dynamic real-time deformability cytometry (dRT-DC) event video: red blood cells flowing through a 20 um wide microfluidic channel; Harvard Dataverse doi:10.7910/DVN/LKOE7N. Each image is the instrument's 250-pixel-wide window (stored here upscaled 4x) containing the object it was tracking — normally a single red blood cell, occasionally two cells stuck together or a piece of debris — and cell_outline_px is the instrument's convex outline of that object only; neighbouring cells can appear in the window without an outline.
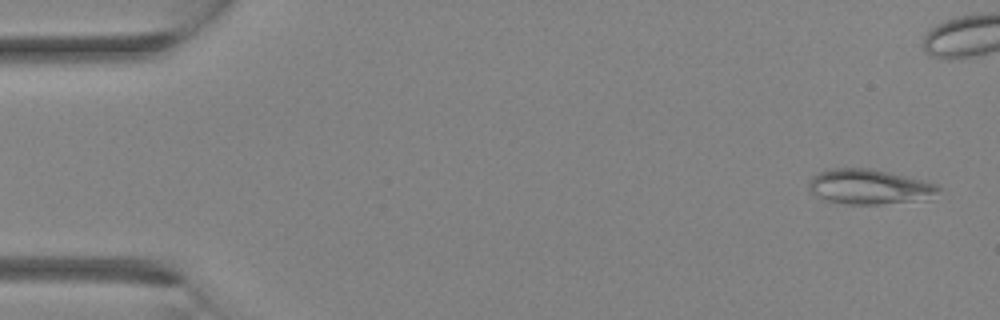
{"species": "Egyptian fruit bat (a non-hibernating species)", "species_latin": "Rousettus aegyptiacus", "temperature_condition": "room temperature", "stored_images_in_passage": 34, "camera_frame_rate_fps": 3000, "um_per_image_px": 0.085, "animal": {"sex": "female"}, "frame": {"image": 1, "passage_image": 2, "time_ms": 0.333, "image_size_px": [1000, 320], "cell_outline_px": [[944, 188], [928, 200], [880, 204], [848, 204], [828, 200], [816, 196], [808, 192], [808, 184], [812, 176], [828, 168], [868, 168], [928, 180]], "centroid_in_image_um": [73.94, 15.87], "position_along_channel_um": 11.1, "area_um2": 26.88}}
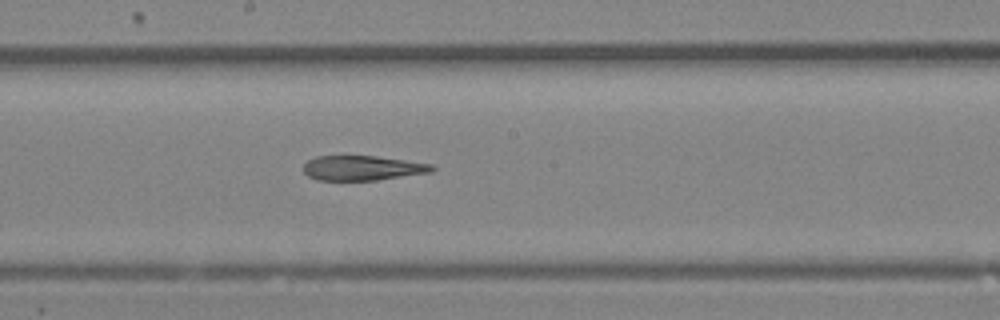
{"frame": {"image": 2, "passage_image": 18, "time_ms": 5.667, "image_size_px": [1000, 320], "cell_outline_px": [[436, 168], [432, 172], [376, 180], [316, 180], [308, 176], [304, 172], [304, 164], [308, 160], [316, 156], [376, 156], [432, 164]], "centroid_in_image_um": [30.8, 14.28], "position_along_channel_um": 217.4, "area_um2": 18.5}}
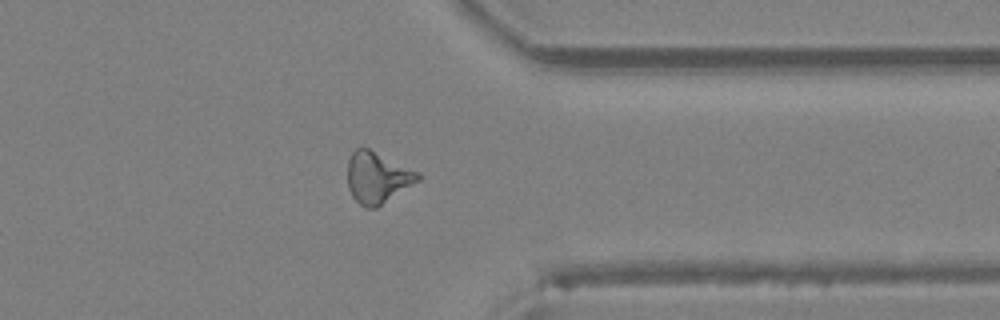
{"frame": {"image": 3, "passage_image": 26, "time_ms": 8.333, "image_size_px": [1000, 320], "cell_outline_px": [[420, 180], [376, 208], [364, 208], [352, 196], [348, 188], [348, 160], [352, 152], [356, 148], [368, 148], [420, 172]], "centroid_in_image_um": [32.08, 15.09], "position_along_channel_um": 379.3, "area_um2": 20.98}}